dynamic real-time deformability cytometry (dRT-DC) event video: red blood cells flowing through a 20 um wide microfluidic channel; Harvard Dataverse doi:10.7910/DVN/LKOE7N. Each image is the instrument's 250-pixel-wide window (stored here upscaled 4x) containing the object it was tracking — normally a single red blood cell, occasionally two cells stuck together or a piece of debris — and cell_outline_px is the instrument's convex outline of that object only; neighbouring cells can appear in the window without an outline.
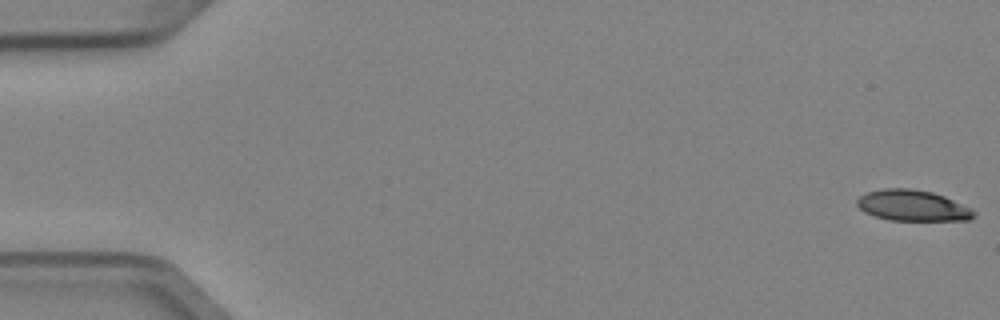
{"species": "Egyptian fruit bat (a non-hibernating species)", "species_latin": "Rousettus aegyptiacus", "temperature_condition": "cold", "stored_images_in_passage": 5, "camera_frame_rate_fps": 3000, "um_per_image_px": 0.085, "animal": {"sex": "female"}, "frame": {"image": 1, "passage_image": 1, "time_ms": 0.0, "image_size_px": [1000, 320], "cell_outline_px": [[976, 216], [968, 220], [888, 220], [864, 212], [856, 204], [856, 200], [864, 192], [884, 188], [912, 188], [932, 192], [944, 196], [972, 208], [976, 212]], "centroid_in_image_um": [77.56, 17.46], "position_along_channel_um": 7.4, "area_um2": 21.21}}
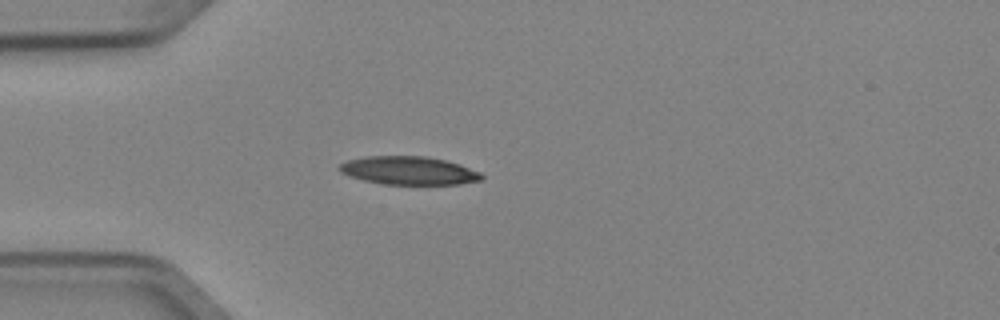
{"frame": {"image": 2, "passage_image": 5, "time_ms": 1.333, "image_size_px": [1000, 320], "cell_outline_px": [[484, 176], [480, 180], [460, 184], [384, 184], [364, 180], [348, 176], [340, 172], [336, 168], [340, 164], [348, 160], [368, 156], [428, 156], [448, 160], [460, 164], [480, 172]], "centroid_in_image_um": [34.74, 14.49], "position_along_channel_um": 50.3, "area_um2": 23.52}}